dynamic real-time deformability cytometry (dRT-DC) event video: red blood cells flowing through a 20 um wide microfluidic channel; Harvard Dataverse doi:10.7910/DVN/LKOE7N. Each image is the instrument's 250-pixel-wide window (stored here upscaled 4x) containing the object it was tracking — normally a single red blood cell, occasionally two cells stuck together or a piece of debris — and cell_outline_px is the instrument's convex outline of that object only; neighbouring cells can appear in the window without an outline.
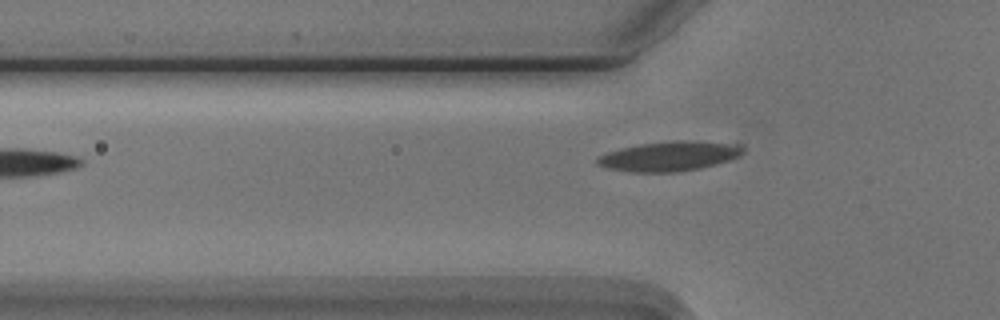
{"species": "Egyptian fruit bat (a non-hibernating species)", "species_latin": "Rousettus aegyptiacus", "temperature_condition": "cold", "stored_images_in_passage": 33, "camera_frame_rate_fps": 3000, "um_per_image_px": 0.085, "animal": {"sex": "male"}, "frame": {"image": 1, "passage_image": 2, "time_ms": 0.333, "image_size_px": [1000, 320], "cell_outline_px": [[744, 152], [728, 160], [716, 164], [700, 168], [676, 172], [632, 172], [608, 168], [596, 164], [596, 156], [620, 148], [640, 144], [672, 140], [680, 140], [744, 144]], "centroid_in_image_um": [56.88, 13.27], "position_along_channel_um": 68.9, "area_um2": 25.26}}
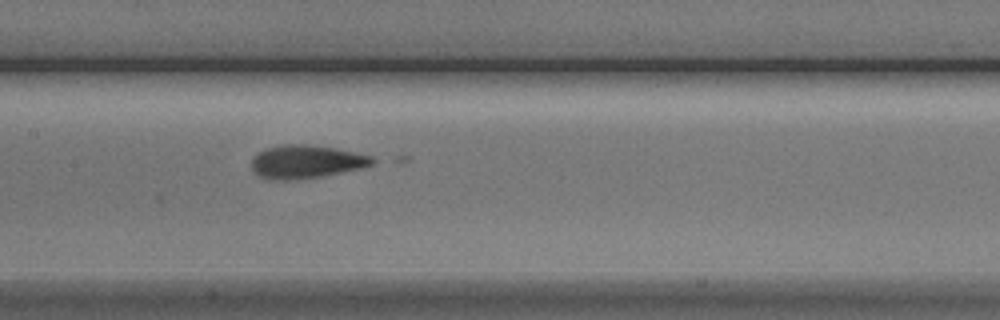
{"frame": {"image": 2, "passage_image": 11, "time_ms": 3.333, "image_size_px": [1000, 320], "cell_outline_px": [[380, 160], [372, 164], [360, 168], [324, 176], [296, 180], [268, 180], [260, 176], [252, 168], [252, 160], [260, 152], [268, 148], [284, 144], [308, 144], [336, 148], [372, 156]], "centroid_in_image_um": [26.07, 13.75], "position_along_channel_um": 181.3, "area_um2": 23.41}}
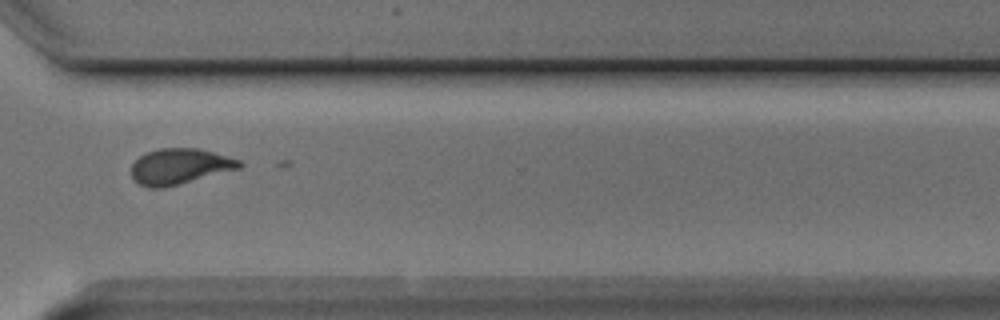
{"frame": {"image": 3, "passage_image": 25, "time_ms": 8.0, "image_size_px": [1000, 320], "cell_outline_px": [[244, 164], [240, 168], [164, 188], [148, 188], [140, 184], [132, 176], [132, 164], [140, 156], [148, 152], [160, 148], [200, 148], [240, 160]], "centroid_in_image_um": [15.29, 14.14], "position_along_channel_um": 355.3, "area_um2": 22.31}}